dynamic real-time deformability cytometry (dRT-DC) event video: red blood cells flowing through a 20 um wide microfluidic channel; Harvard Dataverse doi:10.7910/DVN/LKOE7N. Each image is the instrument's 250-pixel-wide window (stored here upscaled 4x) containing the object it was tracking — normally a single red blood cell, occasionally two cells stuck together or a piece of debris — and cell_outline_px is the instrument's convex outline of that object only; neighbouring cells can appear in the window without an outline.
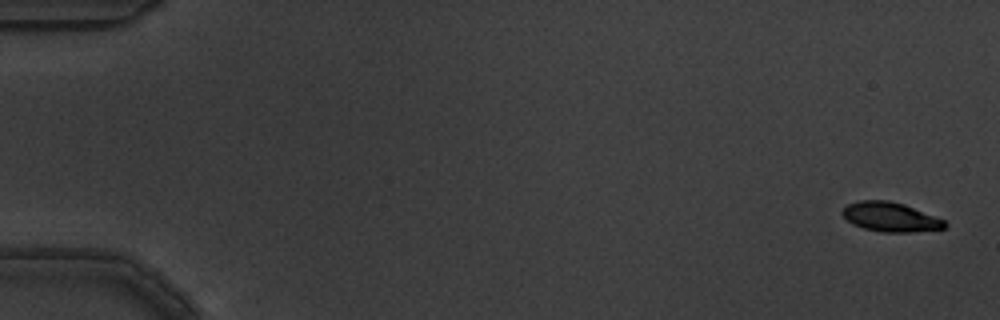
{"species": "common noctule bat (a hibernating species)", "species_latin": "Nyctalus noctula", "temperature_condition": "warm", "stored_images_in_passage": 5, "camera_frame_rate_fps": 3000, "um_per_image_px": 0.085, "animal": {"sex": "male", "body_mass_g": 19.5, "forearm_length_mm": 54.6}, "frame": {"image": 1, "passage_image": 1, "time_ms": 0.0, "image_size_px": [1000, 320], "cell_outline_px": [[948, 224], [944, 228], [912, 232], [884, 232], [864, 228], [852, 224], [840, 212], [848, 204], [860, 200], [888, 200], [904, 204], [944, 220]], "centroid_in_image_um": [75.67, 18.44], "position_along_channel_um": 9.3, "area_um2": 17.34}}
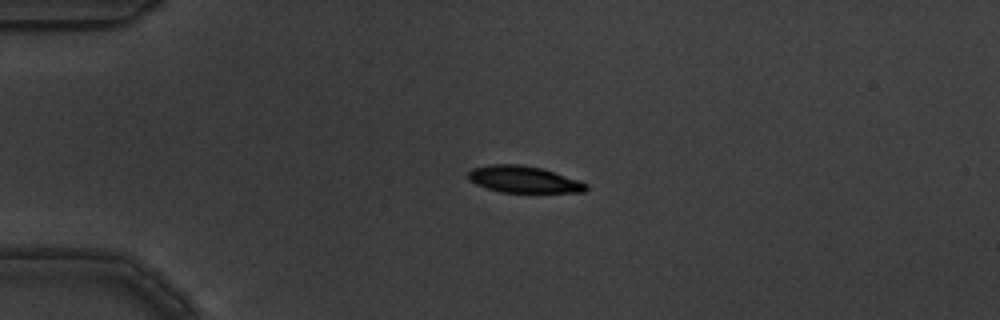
{"frame": {"image": 2, "passage_image": 4, "time_ms": 1.0, "image_size_px": [1000, 320], "cell_outline_px": [[588, 188], [584, 192], [500, 192], [476, 184], [468, 180], [468, 172], [472, 168], [492, 164], [520, 164], [544, 168], [580, 180], [588, 184]], "centroid_in_image_um": [44.54, 15.24], "position_along_channel_um": 40.5, "area_um2": 18.5}}